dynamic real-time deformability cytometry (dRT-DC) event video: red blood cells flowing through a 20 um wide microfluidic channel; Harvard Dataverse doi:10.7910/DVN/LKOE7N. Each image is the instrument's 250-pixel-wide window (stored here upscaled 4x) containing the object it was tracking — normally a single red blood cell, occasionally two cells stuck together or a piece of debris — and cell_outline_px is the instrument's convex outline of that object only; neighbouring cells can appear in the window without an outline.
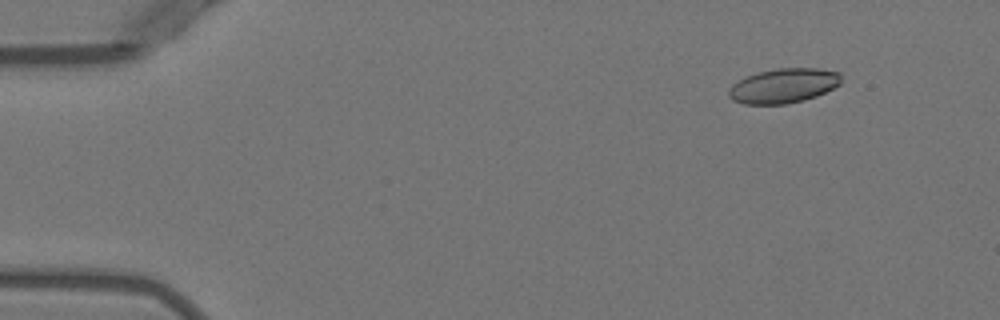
{"species": "Egyptian fruit bat (a non-hibernating species)", "species_latin": "Rousettus aegyptiacus", "temperature_condition": "warm", "stored_images_in_passage": 6, "camera_frame_rate_fps": 3000, "um_per_image_px": 0.085, "animal": {"sex": "female"}, "frame": {"image": 1, "passage_image": 2, "time_ms": 1.333, "image_size_px": [1000, 320], "cell_outline_px": [[840, 84], [816, 96], [804, 100], [784, 104], [744, 104], [732, 100], [728, 96], [728, 88], [732, 84], [756, 72], [776, 68], [816, 68], [840, 72]], "centroid_in_image_um": [66.57, 7.28], "position_along_channel_um": 18.4, "area_um2": 22.66}}
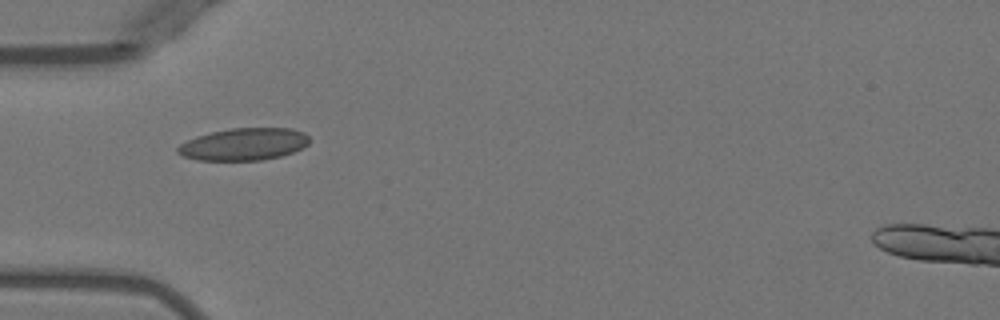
{"frame": {"image": 2, "passage_image": 5, "time_ms": 5.0, "image_size_px": [1000, 320], "cell_outline_px": [[308, 144], [292, 152], [280, 156], [264, 160], [196, 160], [184, 156], [176, 152], [176, 148], [180, 144], [196, 136], [212, 132], [232, 128], [292, 128], [304, 132], [308, 136]], "centroid_in_image_um": [20.71, 12.26], "position_along_channel_um": 64.3, "area_um2": 24.62}}
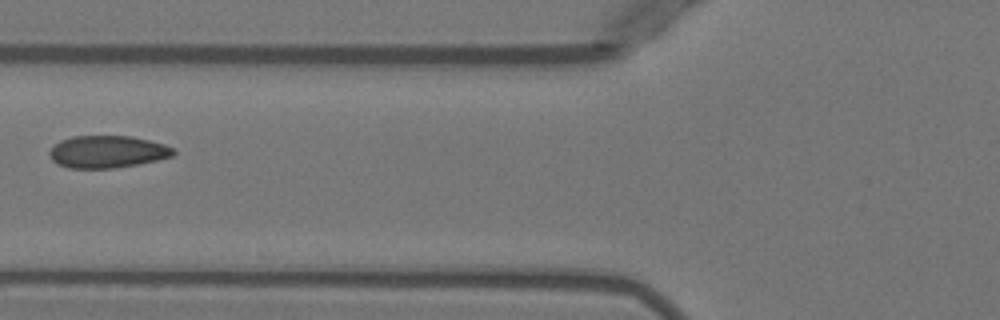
{"frame": {"image": 3, "passage_image": 6, "time_ms": 6.333, "image_size_px": [1000, 320], "cell_outline_px": [[176, 152], [172, 156], [156, 160], [136, 164], [112, 168], [68, 168], [56, 164], [52, 160], [48, 152], [60, 140], [72, 136], [132, 136], [164, 144], [172, 148]], "centroid_in_image_um": [9.09, 12.89], "position_along_channel_um": 116.7, "area_um2": 23.18}}